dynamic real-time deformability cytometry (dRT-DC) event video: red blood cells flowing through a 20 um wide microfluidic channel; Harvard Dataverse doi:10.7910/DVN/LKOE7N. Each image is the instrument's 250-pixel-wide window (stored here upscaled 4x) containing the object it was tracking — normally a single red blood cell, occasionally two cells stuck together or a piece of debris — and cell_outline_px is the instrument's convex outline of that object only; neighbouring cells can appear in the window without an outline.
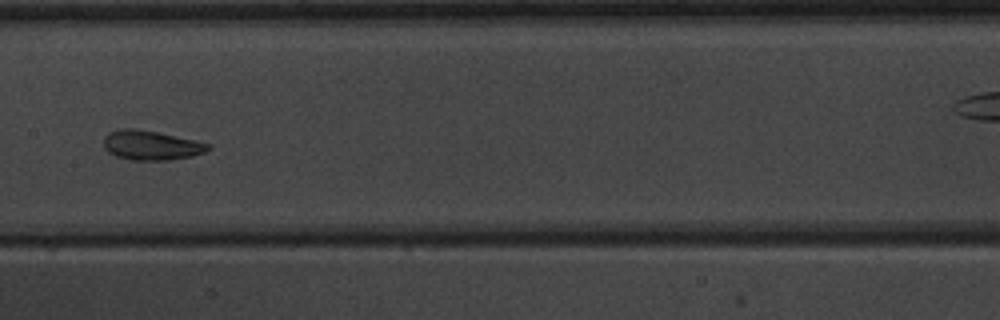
{"species": "common noctule bat (a hibernating species)", "species_latin": "Nyctalus noctula", "temperature_condition": "warm", "stored_images_in_passage": 9, "segment_of_instrument_passage": [1, 2], "camera_frame_rate_fps": 3000, "um_per_image_px": 0.085, "animal": {"sex": "male", "body_mass_g": 20.1, "forearm_length_mm": 53.5}, "frame": {"image": 1, "passage_image": 8, "time_ms": 8.333, "image_size_px": [1000, 320], "cell_outline_px": [[212, 148], [204, 152], [192, 156], [168, 160], [132, 160], [116, 156], [108, 152], [104, 148], [104, 136], [108, 132], [120, 128], [132, 128], [156, 132], [196, 140], [212, 144]], "centroid_in_image_um": [12.85, 12.34], "position_along_channel_um": 194.6, "area_um2": 18.03}}